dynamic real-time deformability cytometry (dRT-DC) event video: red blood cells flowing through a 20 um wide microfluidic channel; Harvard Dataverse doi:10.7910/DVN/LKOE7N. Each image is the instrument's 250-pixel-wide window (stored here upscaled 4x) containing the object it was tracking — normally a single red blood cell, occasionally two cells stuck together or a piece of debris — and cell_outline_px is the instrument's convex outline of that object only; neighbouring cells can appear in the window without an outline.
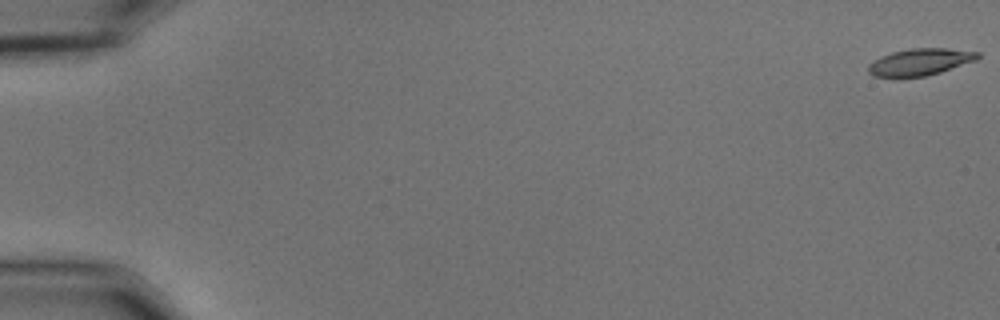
{"species": "common noctule bat (a hibernating species)", "species_latin": "Nyctalus noctula", "temperature_condition": "cold", "stored_images_in_passage": 55, "camera_frame_rate_fps": 3000, "um_per_image_px": 0.085, "animal": {"sex": "male", "body_mass_g": 15.6}, "frame": {"image": 1, "passage_image": 1, "time_ms": 0.0, "image_size_px": [1000, 320], "cell_outline_px": [[980, 56], [976, 60], [928, 76], [876, 76], [868, 72], [868, 64], [880, 56], [892, 52], [908, 48], [944, 48], [980, 52]], "centroid_in_image_um": [78.21, 5.25], "position_along_channel_um": 6.8, "area_um2": 16.94}}
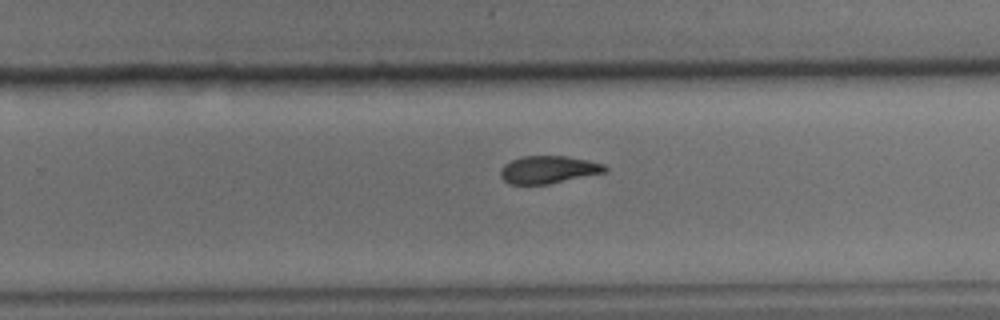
{"frame": {"image": 2, "passage_image": 37, "time_ms": 12.0, "image_size_px": [1000, 320], "cell_outline_px": [[608, 168], [604, 172], [548, 184], [508, 184], [500, 176], [500, 168], [504, 164], [520, 156], [564, 156], [588, 160], [604, 164]], "centroid_in_image_um": [46.56, 14.41], "position_along_channel_um": 283.2, "area_um2": 16.7}}
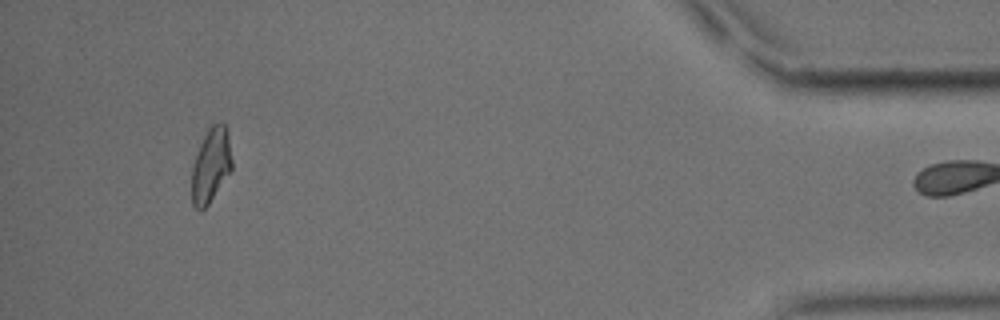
{"frame": {"image": 3, "passage_image": 53, "time_ms": 17.333, "image_size_px": [1000, 320], "cell_outline_px": [[232, 168], [208, 204], [200, 212], [192, 204], [192, 164], [200, 144], [208, 128], [212, 124], [220, 120], [228, 128], [232, 160]], "centroid_in_image_um": [17.93, 13.99], "position_along_channel_um": 417.3, "area_um2": 17.51}, "authors_computed_cell_mechanics": {"area_um2": 17.8024, "velocity_mm_per_s": 3.6651, "shape_relaxation_time_tau1_ms": 4.2808, "shape_relaxation_time_tau2_ms": 3.9095, "deformation_change_tau1": 0.1353, "deformation_change_tau2": 0.1003}}